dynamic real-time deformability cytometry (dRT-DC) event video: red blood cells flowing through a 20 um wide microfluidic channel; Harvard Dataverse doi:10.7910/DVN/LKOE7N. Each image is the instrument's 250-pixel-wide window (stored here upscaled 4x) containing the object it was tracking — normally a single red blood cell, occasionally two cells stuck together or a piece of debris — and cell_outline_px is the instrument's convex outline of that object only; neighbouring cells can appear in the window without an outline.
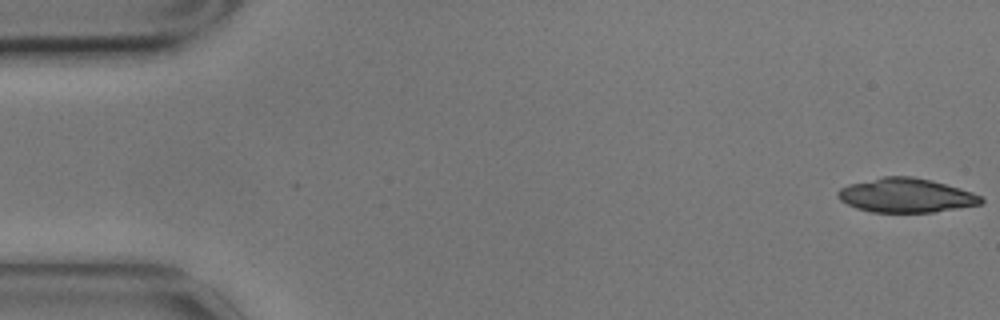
{"species": "common noctule bat (a hibernating species)", "species_latin": "Nyctalus noctula", "temperature_condition": "cold", "stored_images_in_passage": 56, "camera_frame_rate_fps": 3000, "um_per_image_px": 0.085, "animal": {"sex": "male", "body_mass_g": 17.9}, "frame": {"image": 1, "passage_image": 1, "time_ms": 0.0, "image_size_px": [1000, 320], "cell_outline_px": [[984, 200], [980, 204], [932, 212], [872, 212], [856, 208], [840, 200], [836, 196], [836, 192], [840, 188], [848, 184], [884, 176], [912, 176], [960, 188], [972, 192], [980, 196]], "centroid_in_image_um": [76.96, 16.6], "position_along_channel_um": 8.0, "area_um2": 28.26}}